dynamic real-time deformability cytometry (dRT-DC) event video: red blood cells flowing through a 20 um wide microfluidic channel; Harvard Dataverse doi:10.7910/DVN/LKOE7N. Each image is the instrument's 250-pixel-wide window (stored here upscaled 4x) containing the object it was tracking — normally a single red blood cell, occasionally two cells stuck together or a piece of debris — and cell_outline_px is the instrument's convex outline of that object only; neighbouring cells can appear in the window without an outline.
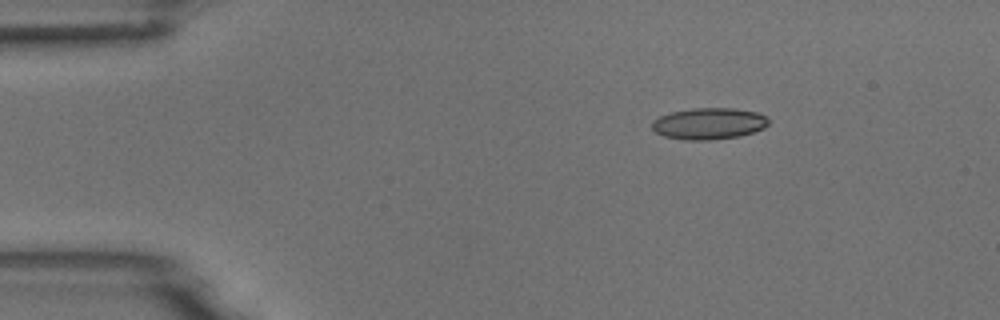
{"species": "common noctule bat (a hibernating species)", "species_latin": "Nyctalus noctula", "temperature_condition": "room temperature", "stored_images_in_passage": 46, "camera_frame_rate_fps": 3000, "um_per_image_px": 0.085, "animal": {"sex": "male", "body_mass_g": 18.8}, "frame": {"image": 1, "passage_image": 1, "time_ms": 0.0, "image_size_px": [1000, 320], "cell_outline_px": [[768, 124], [764, 128], [740, 136], [708, 140], [684, 140], [664, 136], [656, 132], [652, 128], [652, 120], [660, 116], [672, 112], [692, 108], [736, 108], [756, 112], [764, 116], [768, 120]], "centroid_in_image_um": [60.23, 10.5], "position_along_channel_um": 24.8, "area_um2": 21.33}}
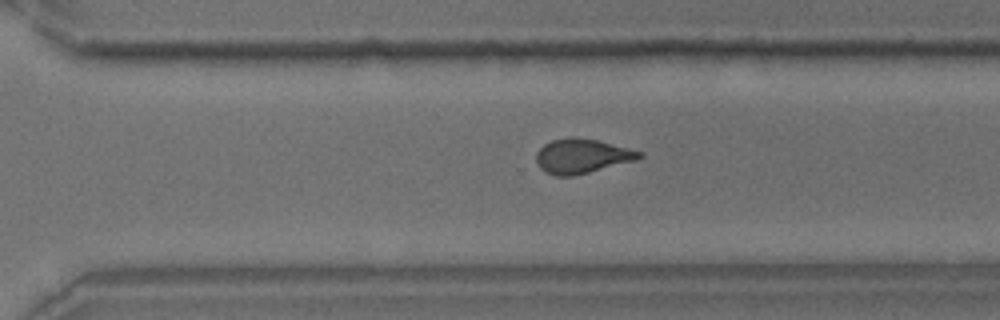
{"frame": {"image": 2, "passage_image": 30, "time_ms": 9.667, "image_size_px": [1000, 320], "cell_outline_px": [[644, 156], [636, 160], [572, 176], [556, 176], [544, 172], [536, 164], [536, 152], [544, 144], [552, 140], [572, 136], [596, 140], [644, 152]], "centroid_in_image_um": [49.44, 13.26], "position_along_channel_um": 321.2, "area_um2": 20.69}}
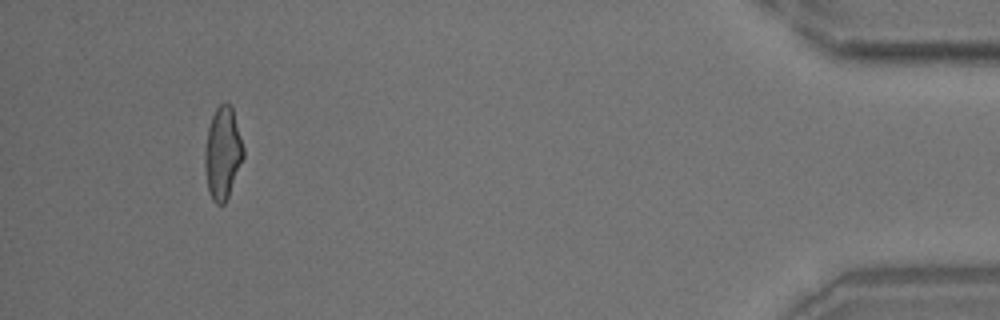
{"frame": {"image": 3, "passage_image": 43, "time_ms": 14.0, "image_size_px": [1000, 320], "cell_outline_px": [[244, 156], [228, 196], [224, 204], [216, 204], [212, 200], [208, 192], [204, 164], [204, 152], [208, 128], [212, 116], [216, 108], [224, 100], [232, 104], [244, 148]], "centroid_in_image_um": [18.92, 12.97], "position_along_channel_um": 416.3, "area_um2": 20.92}, "authors_computed_cell_mechanics": {"area_um2": 20.808, "velocity_mm_per_s": 3.7609, "shape_relaxation_time_tau1_ms": 7.6114, "shape_relaxation_time_tau2_ms": 1.2732, "deformation_change_tau1": 0.1832, "deformation_change_tau2": 0.0783}}